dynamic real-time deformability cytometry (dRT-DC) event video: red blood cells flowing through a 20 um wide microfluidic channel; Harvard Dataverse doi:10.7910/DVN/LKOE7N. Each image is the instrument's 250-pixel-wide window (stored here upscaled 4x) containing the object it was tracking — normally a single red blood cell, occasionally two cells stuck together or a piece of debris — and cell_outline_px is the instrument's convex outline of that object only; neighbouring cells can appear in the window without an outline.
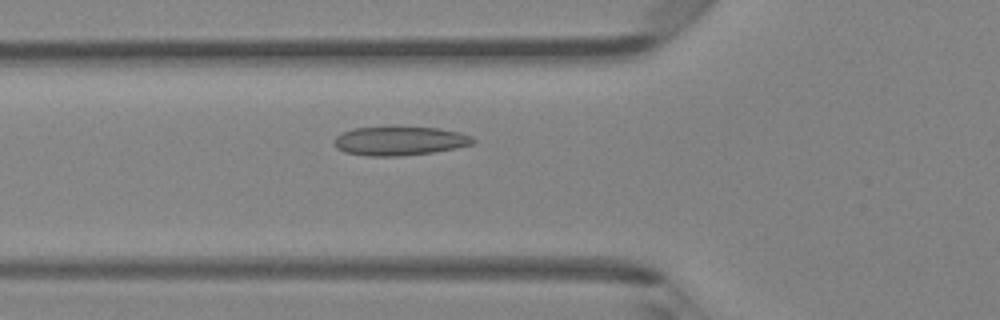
{"species": "Egyptian fruit bat (a non-hibernating species)", "species_latin": "Rousettus aegyptiacus", "temperature_condition": "room temperature", "stored_images_in_passage": 34, "camera_frame_rate_fps": 3000, "um_per_image_px": 0.085, "animal": {"sex": "female"}, "frame": {"image": 1, "passage_image": 9, "time_ms": 2.667, "image_size_px": [1000, 320], "cell_outline_px": [[476, 140], [472, 144], [456, 148], [432, 152], [400, 156], [368, 156], [344, 152], [336, 148], [336, 136], [344, 132], [356, 128], [392, 124], [396, 124], [440, 128], [460, 132], [472, 136]], "centroid_in_image_um": [34.0, 11.93], "position_along_channel_um": 91.8, "area_um2": 24.22}}
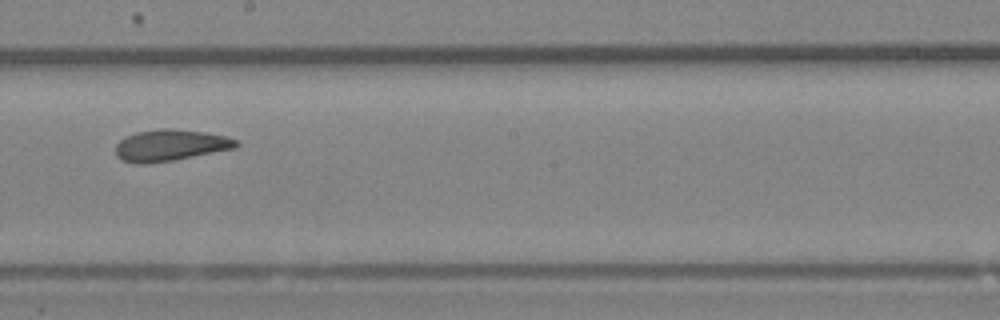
{"frame": {"image": 2, "passage_image": 19, "time_ms": 6.0, "image_size_px": [1000, 320], "cell_outline_px": [[240, 144], [236, 148], [172, 160], [144, 164], [136, 164], [120, 160], [116, 156], [116, 144], [120, 140], [136, 132], [160, 128], [172, 128], [204, 132], [224, 136], [236, 140]], "centroid_in_image_um": [14.44, 12.35], "position_along_channel_um": 233.8, "area_um2": 22.02}}
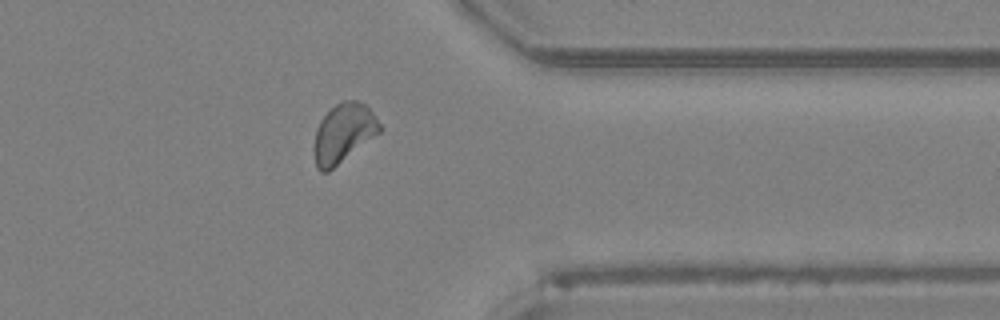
{"frame": {"image": 3, "passage_image": 30, "time_ms": 9.667, "image_size_px": [1000, 320], "cell_outline_px": [[384, 128], [380, 132], [328, 172], [320, 172], [316, 168], [312, 152], [316, 128], [320, 120], [336, 104], [344, 100], [356, 100], [364, 104], [372, 112]], "centroid_in_image_um": [29.17, 11.34], "position_along_channel_um": 382.2, "area_um2": 22.66}}